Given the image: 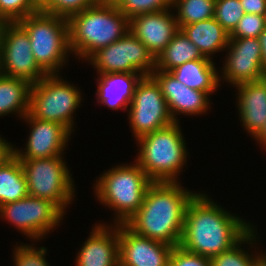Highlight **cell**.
I'll use <instances>...</instances> for the list:
<instances>
[{"label":"cell","instance_id":"cell-33","mask_svg":"<svg viewBox=\"0 0 266 266\" xmlns=\"http://www.w3.org/2000/svg\"><path fill=\"white\" fill-rule=\"evenodd\" d=\"M265 28V15L254 13L244 14L235 29L229 34V38H258Z\"/></svg>","mask_w":266,"mask_h":266},{"label":"cell","instance_id":"cell-29","mask_svg":"<svg viewBox=\"0 0 266 266\" xmlns=\"http://www.w3.org/2000/svg\"><path fill=\"white\" fill-rule=\"evenodd\" d=\"M244 14L240 0H216L214 18L229 34Z\"/></svg>","mask_w":266,"mask_h":266},{"label":"cell","instance_id":"cell-35","mask_svg":"<svg viewBox=\"0 0 266 266\" xmlns=\"http://www.w3.org/2000/svg\"><path fill=\"white\" fill-rule=\"evenodd\" d=\"M245 14H266V0H240Z\"/></svg>","mask_w":266,"mask_h":266},{"label":"cell","instance_id":"cell-36","mask_svg":"<svg viewBox=\"0 0 266 266\" xmlns=\"http://www.w3.org/2000/svg\"><path fill=\"white\" fill-rule=\"evenodd\" d=\"M258 39L262 50L263 71H266V28L260 33Z\"/></svg>","mask_w":266,"mask_h":266},{"label":"cell","instance_id":"cell-13","mask_svg":"<svg viewBox=\"0 0 266 266\" xmlns=\"http://www.w3.org/2000/svg\"><path fill=\"white\" fill-rule=\"evenodd\" d=\"M226 49L227 55L223 68H220L222 73L219 81L223 79L235 86L261 80L262 50L258 38H229Z\"/></svg>","mask_w":266,"mask_h":266},{"label":"cell","instance_id":"cell-1","mask_svg":"<svg viewBox=\"0 0 266 266\" xmlns=\"http://www.w3.org/2000/svg\"><path fill=\"white\" fill-rule=\"evenodd\" d=\"M213 201L204 192L189 201L179 244L209 259L232 248L254 227Z\"/></svg>","mask_w":266,"mask_h":266},{"label":"cell","instance_id":"cell-37","mask_svg":"<svg viewBox=\"0 0 266 266\" xmlns=\"http://www.w3.org/2000/svg\"><path fill=\"white\" fill-rule=\"evenodd\" d=\"M254 139H256L255 141H257V143H259V145L263 147L262 149L266 148V122L263 129Z\"/></svg>","mask_w":266,"mask_h":266},{"label":"cell","instance_id":"cell-3","mask_svg":"<svg viewBox=\"0 0 266 266\" xmlns=\"http://www.w3.org/2000/svg\"><path fill=\"white\" fill-rule=\"evenodd\" d=\"M67 20L70 52L84 61L129 31V19L107 1H99Z\"/></svg>","mask_w":266,"mask_h":266},{"label":"cell","instance_id":"cell-42","mask_svg":"<svg viewBox=\"0 0 266 266\" xmlns=\"http://www.w3.org/2000/svg\"><path fill=\"white\" fill-rule=\"evenodd\" d=\"M2 25H3V22L0 21V32H1Z\"/></svg>","mask_w":266,"mask_h":266},{"label":"cell","instance_id":"cell-32","mask_svg":"<svg viewBox=\"0 0 266 266\" xmlns=\"http://www.w3.org/2000/svg\"><path fill=\"white\" fill-rule=\"evenodd\" d=\"M15 245L13 252V266H49L45 256L47 249L45 247H34L26 244Z\"/></svg>","mask_w":266,"mask_h":266},{"label":"cell","instance_id":"cell-27","mask_svg":"<svg viewBox=\"0 0 266 266\" xmlns=\"http://www.w3.org/2000/svg\"><path fill=\"white\" fill-rule=\"evenodd\" d=\"M256 228L253 227L237 244H235L232 248L227 251H224L215 257L211 258V266H253L256 260L264 253L253 255L252 253H248L242 247V244H256V236L257 232ZM255 242V243H254ZM251 254V255H250Z\"/></svg>","mask_w":266,"mask_h":266},{"label":"cell","instance_id":"cell-34","mask_svg":"<svg viewBox=\"0 0 266 266\" xmlns=\"http://www.w3.org/2000/svg\"><path fill=\"white\" fill-rule=\"evenodd\" d=\"M169 266H211V261L209 258L175 246L170 255Z\"/></svg>","mask_w":266,"mask_h":266},{"label":"cell","instance_id":"cell-12","mask_svg":"<svg viewBox=\"0 0 266 266\" xmlns=\"http://www.w3.org/2000/svg\"><path fill=\"white\" fill-rule=\"evenodd\" d=\"M1 217L32 239L31 241H39L60 225L64 214L50 201L28 195L23 199L1 205Z\"/></svg>","mask_w":266,"mask_h":266},{"label":"cell","instance_id":"cell-17","mask_svg":"<svg viewBox=\"0 0 266 266\" xmlns=\"http://www.w3.org/2000/svg\"><path fill=\"white\" fill-rule=\"evenodd\" d=\"M172 9L140 14L129 20V30L156 58L180 30ZM172 13V14H171Z\"/></svg>","mask_w":266,"mask_h":266},{"label":"cell","instance_id":"cell-38","mask_svg":"<svg viewBox=\"0 0 266 266\" xmlns=\"http://www.w3.org/2000/svg\"><path fill=\"white\" fill-rule=\"evenodd\" d=\"M10 149V142H7L6 139H3L0 135V159L1 157Z\"/></svg>","mask_w":266,"mask_h":266},{"label":"cell","instance_id":"cell-16","mask_svg":"<svg viewBox=\"0 0 266 266\" xmlns=\"http://www.w3.org/2000/svg\"><path fill=\"white\" fill-rule=\"evenodd\" d=\"M151 76L159 84L174 122H178L177 115H202L210 109V97L205 92L187 87L170 72L154 70Z\"/></svg>","mask_w":266,"mask_h":266},{"label":"cell","instance_id":"cell-21","mask_svg":"<svg viewBox=\"0 0 266 266\" xmlns=\"http://www.w3.org/2000/svg\"><path fill=\"white\" fill-rule=\"evenodd\" d=\"M180 29L204 57L212 59L211 55L225 51L228 46L229 33L215 18L184 25Z\"/></svg>","mask_w":266,"mask_h":266},{"label":"cell","instance_id":"cell-4","mask_svg":"<svg viewBox=\"0 0 266 266\" xmlns=\"http://www.w3.org/2000/svg\"><path fill=\"white\" fill-rule=\"evenodd\" d=\"M179 124L174 122L136 140L139 152L135 162L153 182H178L188 156Z\"/></svg>","mask_w":266,"mask_h":266},{"label":"cell","instance_id":"cell-39","mask_svg":"<svg viewBox=\"0 0 266 266\" xmlns=\"http://www.w3.org/2000/svg\"><path fill=\"white\" fill-rule=\"evenodd\" d=\"M253 266H266V253L265 252L256 260Z\"/></svg>","mask_w":266,"mask_h":266},{"label":"cell","instance_id":"cell-23","mask_svg":"<svg viewBox=\"0 0 266 266\" xmlns=\"http://www.w3.org/2000/svg\"><path fill=\"white\" fill-rule=\"evenodd\" d=\"M27 196V179L22 164L9 149L0 159V206Z\"/></svg>","mask_w":266,"mask_h":266},{"label":"cell","instance_id":"cell-19","mask_svg":"<svg viewBox=\"0 0 266 266\" xmlns=\"http://www.w3.org/2000/svg\"><path fill=\"white\" fill-rule=\"evenodd\" d=\"M237 90V108L241 125L255 138L266 122V85L259 81L244 82L234 86Z\"/></svg>","mask_w":266,"mask_h":266},{"label":"cell","instance_id":"cell-18","mask_svg":"<svg viewBox=\"0 0 266 266\" xmlns=\"http://www.w3.org/2000/svg\"><path fill=\"white\" fill-rule=\"evenodd\" d=\"M94 227L77 253L75 265L119 266L118 225L102 223Z\"/></svg>","mask_w":266,"mask_h":266},{"label":"cell","instance_id":"cell-22","mask_svg":"<svg viewBox=\"0 0 266 266\" xmlns=\"http://www.w3.org/2000/svg\"><path fill=\"white\" fill-rule=\"evenodd\" d=\"M178 81L187 87L203 91L208 96L216 92L219 84V72L212 59H196L179 65L169 71Z\"/></svg>","mask_w":266,"mask_h":266},{"label":"cell","instance_id":"cell-25","mask_svg":"<svg viewBox=\"0 0 266 266\" xmlns=\"http://www.w3.org/2000/svg\"><path fill=\"white\" fill-rule=\"evenodd\" d=\"M196 59L210 58L204 57L198 47L180 29L155 58V70L169 72L179 65Z\"/></svg>","mask_w":266,"mask_h":266},{"label":"cell","instance_id":"cell-11","mask_svg":"<svg viewBox=\"0 0 266 266\" xmlns=\"http://www.w3.org/2000/svg\"><path fill=\"white\" fill-rule=\"evenodd\" d=\"M0 74L21 78L31 84L47 74L38 66L31 50L29 34L18 23H3L0 32Z\"/></svg>","mask_w":266,"mask_h":266},{"label":"cell","instance_id":"cell-41","mask_svg":"<svg viewBox=\"0 0 266 266\" xmlns=\"http://www.w3.org/2000/svg\"><path fill=\"white\" fill-rule=\"evenodd\" d=\"M121 0H107L108 3L117 5Z\"/></svg>","mask_w":266,"mask_h":266},{"label":"cell","instance_id":"cell-7","mask_svg":"<svg viewBox=\"0 0 266 266\" xmlns=\"http://www.w3.org/2000/svg\"><path fill=\"white\" fill-rule=\"evenodd\" d=\"M60 77L59 74L46 75L32 84L28 113L39 120L60 123L72 133L73 114L83 98L77 86Z\"/></svg>","mask_w":266,"mask_h":266},{"label":"cell","instance_id":"cell-10","mask_svg":"<svg viewBox=\"0 0 266 266\" xmlns=\"http://www.w3.org/2000/svg\"><path fill=\"white\" fill-rule=\"evenodd\" d=\"M127 112L136 140L174 123L161 88L151 75L137 83Z\"/></svg>","mask_w":266,"mask_h":266},{"label":"cell","instance_id":"cell-31","mask_svg":"<svg viewBox=\"0 0 266 266\" xmlns=\"http://www.w3.org/2000/svg\"><path fill=\"white\" fill-rule=\"evenodd\" d=\"M172 0H121L117 7L130 20L132 17L155 13L171 7Z\"/></svg>","mask_w":266,"mask_h":266},{"label":"cell","instance_id":"cell-8","mask_svg":"<svg viewBox=\"0 0 266 266\" xmlns=\"http://www.w3.org/2000/svg\"><path fill=\"white\" fill-rule=\"evenodd\" d=\"M63 157L19 160L27 179L28 195L50 201L65 215L75 197V184Z\"/></svg>","mask_w":266,"mask_h":266},{"label":"cell","instance_id":"cell-20","mask_svg":"<svg viewBox=\"0 0 266 266\" xmlns=\"http://www.w3.org/2000/svg\"><path fill=\"white\" fill-rule=\"evenodd\" d=\"M143 77L140 73H107L98 74L97 102L112 110H128L137 83ZM127 109V110H126Z\"/></svg>","mask_w":266,"mask_h":266},{"label":"cell","instance_id":"cell-28","mask_svg":"<svg viewBox=\"0 0 266 266\" xmlns=\"http://www.w3.org/2000/svg\"><path fill=\"white\" fill-rule=\"evenodd\" d=\"M40 10L39 0H0V21L3 23L19 22Z\"/></svg>","mask_w":266,"mask_h":266},{"label":"cell","instance_id":"cell-30","mask_svg":"<svg viewBox=\"0 0 266 266\" xmlns=\"http://www.w3.org/2000/svg\"><path fill=\"white\" fill-rule=\"evenodd\" d=\"M100 0H43L41 11L68 19L73 14L93 6Z\"/></svg>","mask_w":266,"mask_h":266},{"label":"cell","instance_id":"cell-14","mask_svg":"<svg viewBox=\"0 0 266 266\" xmlns=\"http://www.w3.org/2000/svg\"><path fill=\"white\" fill-rule=\"evenodd\" d=\"M22 120L30 125L31 131L24 150L10 145V151L18 159H40L64 154L72 134L65 126L53 121L39 120L29 113Z\"/></svg>","mask_w":266,"mask_h":266},{"label":"cell","instance_id":"cell-24","mask_svg":"<svg viewBox=\"0 0 266 266\" xmlns=\"http://www.w3.org/2000/svg\"><path fill=\"white\" fill-rule=\"evenodd\" d=\"M31 87L27 80L0 74V117L17 113L23 118L29 112Z\"/></svg>","mask_w":266,"mask_h":266},{"label":"cell","instance_id":"cell-5","mask_svg":"<svg viewBox=\"0 0 266 266\" xmlns=\"http://www.w3.org/2000/svg\"><path fill=\"white\" fill-rule=\"evenodd\" d=\"M104 172L94 183L95 196L101 204L115 211V225L125 224L142 206L153 181L135 161Z\"/></svg>","mask_w":266,"mask_h":266},{"label":"cell","instance_id":"cell-40","mask_svg":"<svg viewBox=\"0 0 266 266\" xmlns=\"http://www.w3.org/2000/svg\"><path fill=\"white\" fill-rule=\"evenodd\" d=\"M261 80L266 85V71H263L262 76H261Z\"/></svg>","mask_w":266,"mask_h":266},{"label":"cell","instance_id":"cell-9","mask_svg":"<svg viewBox=\"0 0 266 266\" xmlns=\"http://www.w3.org/2000/svg\"><path fill=\"white\" fill-rule=\"evenodd\" d=\"M87 62L97 74L122 72L150 76L155 70V57L130 30L118 41L93 53Z\"/></svg>","mask_w":266,"mask_h":266},{"label":"cell","instance_id":"cell-26","mask_svg":"<svg viewBox=\"0 0 266 266\" xmlns=\"http://www.w3.org/2000/svg\"><path fill=\"white\" fill-rule=\"evenodd\" d=\"M216 0H172L171 8L176 9L179 28L202 20L214 18Z\"/></svg>","mask_w":266,"mask_h":266},{"label":"cell","instance_id":"cell-15","mask_svg":"<svg viewBox=\"0 0 266 266\" xmlns=\"http://www.w3.org/2000/svg\"><path fill=\"white\" fill-rule=\"evenodd\" d=\"M119 266H169L174 246L135 234L118 224Z\"/></svg>","mask_w":266,"mask_h":266},{"label":"cell","instance_id":"cell-2","mask_svg":"<svg viewBox=\"0 0 266 266\" xmlns=\"http://www.w3.org/2000/svg\"><path fill=\"white\" fill-rule=\"evenodd\" d=\"M195 194L180 182H153L125 225L137 235L179 246L186 208Z\"/></svg>","mask_w":266,"mask_h":266},{"label":"cell","instance_id":"cell-6","mask_svg":"<svg viewBox=\"0 0 266 266\" xmlns=\"http://www.w3.org/2000/svg\"><path fill=\"white\" fill-rule=\"evenodd\" d=\"M18 23L29 34L31 50L38 66L47 75L60 74L71 53L68 20L40 10Z\"/></svg>","mask_w":266,"mask_h":266}]
</instances>
